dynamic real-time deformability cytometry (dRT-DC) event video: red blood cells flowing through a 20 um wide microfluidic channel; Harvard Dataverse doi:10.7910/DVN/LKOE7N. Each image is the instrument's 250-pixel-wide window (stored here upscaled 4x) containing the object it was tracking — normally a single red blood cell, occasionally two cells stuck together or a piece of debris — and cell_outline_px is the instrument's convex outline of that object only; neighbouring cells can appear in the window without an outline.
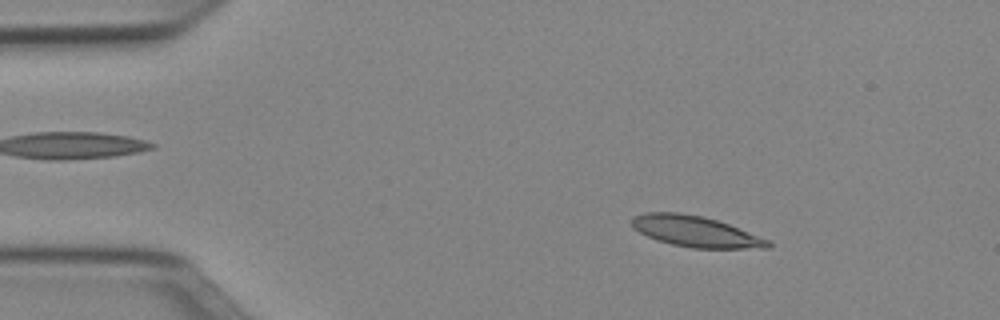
{"species": "Egyptian fruit bat (a non-hibernating species)", "species_latin": "Rousettus aegyptiacus", "temperature_condition": "cold", "stored_images_in_passage": 50, "camera_frame_rate_fps": 3000, "um_per_image_px": 0.085, "animal": {"sex": "female"}, "frame": {"image": 1, "passage_image": 7, "time_ms": 2.0, "image_size_px": [1000, 320], "cell_outline_px": [[772, 248], [692, 248], [672, 244], [648, 236], [632, 228], [632, 216], [644, 212], [680, 212], [704, 216], [728, 224], [768, 240], [772, 244]], "centroid_in_image_um": [59.09, 19.66], "position_along_channel_um": 25.9, "area_um2": 24.33}}
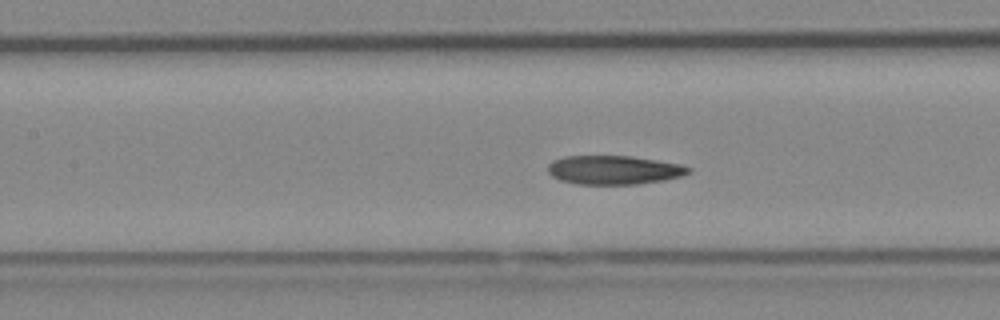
{"frame": {"image": 2, "passage_image": 22, "time_ms": 7.0, "image_size_px": [1000, 320], "cell_outline_px": [[692, 172], [684, 176], [664, 180], [636, 184], [576, 184], [560, 180], [552, 176], [548, 172], [548, 164], [552, 160], [564, 156], [632, 156], [680, 164], [692, 168]], "centroid_in_image_um": [52.2, 14.44], "position_along_channel_um": 155.2, "area_um2": 23.81}}
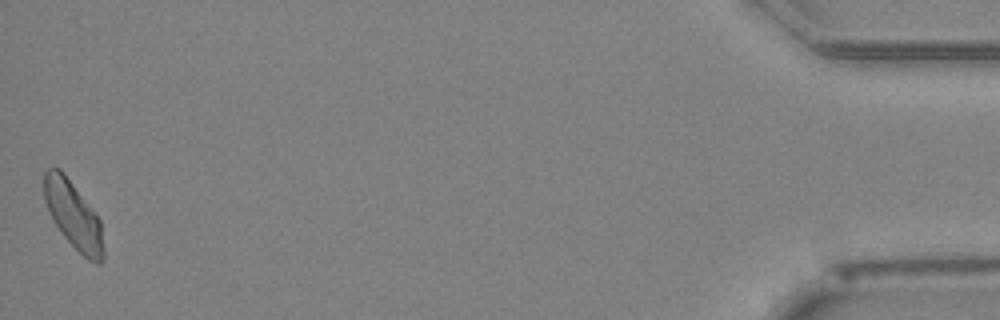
{"frame": {"image": 3, "passage_image": 50, "time_ms": 16.333, "image_size_px": [1000, 320], "cell_outline_px": [[104, 260], [100, 264], [96, 264], [88, 260], [64, 236], [52, 220], [48, 212], [44, 200], [44, 172], [48, 168], [60, 168], [64, 172], [100, 220], [104, 248]], "centroid_in_image_um": [6.23, 18.3], "position_along_channel_um": 429.0, "area_um2": 23.18}, "authors_computed_cell_mechanics": {"area_um2": 23.9581, "velocity_mm_per_s": 3.9282, "shape_relaxation_time_tau1_ms": 11.2084, "shape_relaxation_time_tau2_ms": 4.1947, "deformation_change_tau1": 0.2284, "deformation_change_tau2": 0.1101}}